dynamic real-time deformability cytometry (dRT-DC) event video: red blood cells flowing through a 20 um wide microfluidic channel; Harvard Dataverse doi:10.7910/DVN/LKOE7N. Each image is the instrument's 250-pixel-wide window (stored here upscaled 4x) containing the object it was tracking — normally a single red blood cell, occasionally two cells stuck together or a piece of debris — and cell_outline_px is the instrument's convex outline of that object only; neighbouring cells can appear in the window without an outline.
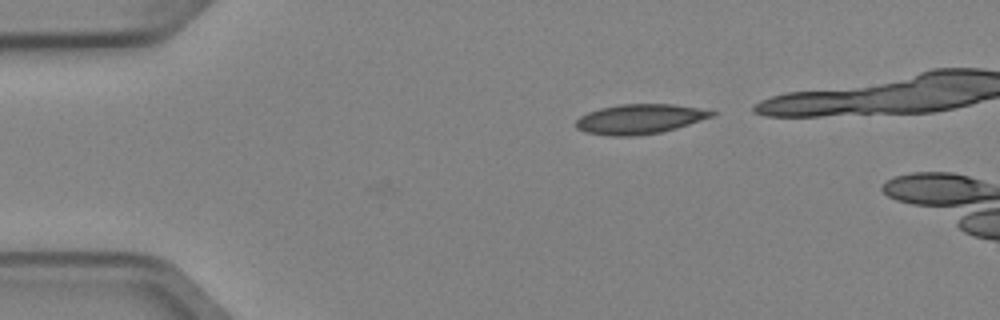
{"species": "Egyptian fruit bat (a non-hibernating species)", "species_latin": "Rousettus aegyptiacus", "temperature_condition": "cold", "stored_images_in_passage": 4, "camera_frame_rate_fps": 3000, "um_per_image_px": 0.085, "animal": {"sex": "female"}, "frame": {"image": 1, "passage_image": 1, "time_ms": 0.0, "image_size_px": [1000, 320], "cell_outline_px": [[716, 116], [676, 128], [660, 132], [636, 136], [608, 136], [584, 132], [576, 128], [576, 120], [580, 116], [588, 112], [600, 108], [620, 104], [672, 104], [696, 108], [716, 112]], "centroid_in_image_um": [54.35, 10.12], "position_along_channel_um": 30.6, "area_um2": 23.58}}